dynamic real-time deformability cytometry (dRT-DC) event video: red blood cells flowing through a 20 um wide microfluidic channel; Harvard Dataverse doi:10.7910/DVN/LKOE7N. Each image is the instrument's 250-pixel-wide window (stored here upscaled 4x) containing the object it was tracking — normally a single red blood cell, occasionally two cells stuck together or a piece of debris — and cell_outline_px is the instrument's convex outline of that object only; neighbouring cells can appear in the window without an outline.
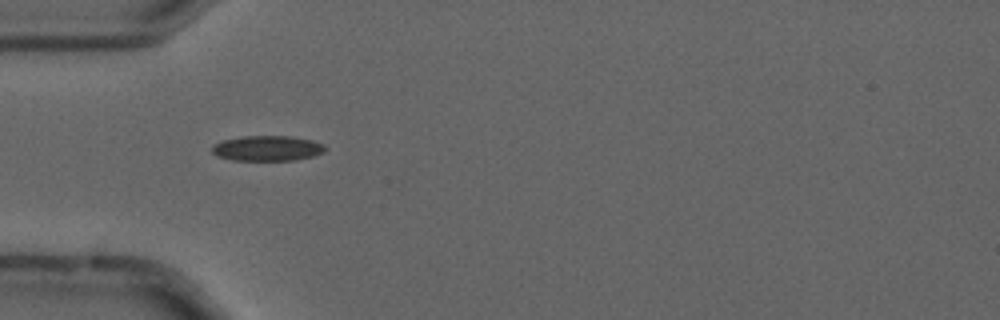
{"species": "common noctule bat (a hibernating species)", "species_latin": "Nyctalus noctula", "temperature_condition": "cold", "stored_images_in_passage": 6, "camera_frame_rate_fps": 3000, "um_per_image_px": 0.085, "animal": {"sex": "male", "forearm_length_mm": 52.5}, "frame": {"image": 1, "passage_image": 4, "time_ms": 1.0, "image_size_px": [1000, 320], "cell_outline_px": [[324, 152], [312, 156], [296, 160], [232, 160], [220, 156], [212, 152], [212, 144], [224, 140], [244, 136], [292, 136], [312, 140], [324, 144]], "centroid_in_image_um": [22.73, 12.6], "position_along_channel_um": 62.3, "area_um2": 16.53}}
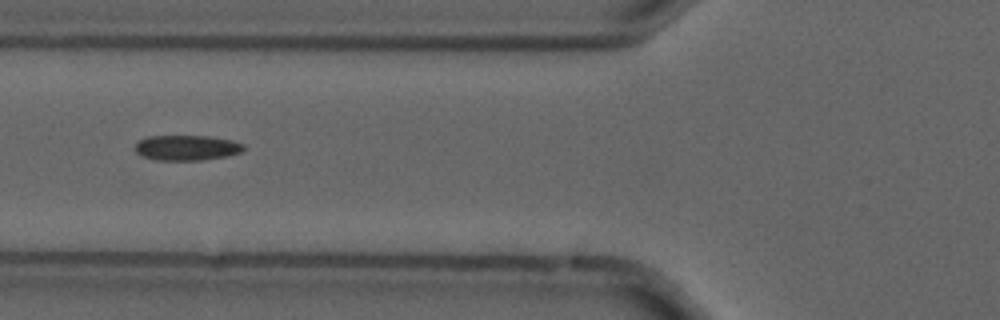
{"frame": {"image": 2, "passage_image": 5, "time_ms": 1.333, "image_size_px": [1000, 320], "cell_outline_px": [[244, 148], [240, 152], [224, 156], [200, 160], [156, 160], [144, 156], [136, 152], [136, 144], [140, 140], [148, 136], [208, 136], [232, 140], [244, 144]], "centroid_in_image_um": [15.87, 12.55], "position_along_channel_um": 109.9, "area_um2": 15.72}}
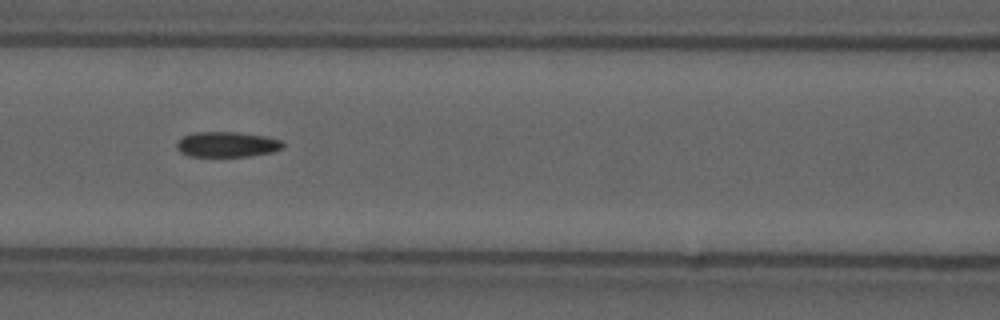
{"frame": {"image": 3, "passage_image": 6, "time_ms": 1.667, "image_size_px": [1000, 320], "cell_outline_px": [[284, 148], [272, 152], [248, 156], [188, 156], [180, 152], [176, 148], [176, 144], [184, 136], [192, 132], [236, 132], [264, 136], [280, 140], [284, 144]], "centroid_in_image_um": [19.28, 12.27], "position_along_channel_um": 147.3, "area_um2": 15.61}}